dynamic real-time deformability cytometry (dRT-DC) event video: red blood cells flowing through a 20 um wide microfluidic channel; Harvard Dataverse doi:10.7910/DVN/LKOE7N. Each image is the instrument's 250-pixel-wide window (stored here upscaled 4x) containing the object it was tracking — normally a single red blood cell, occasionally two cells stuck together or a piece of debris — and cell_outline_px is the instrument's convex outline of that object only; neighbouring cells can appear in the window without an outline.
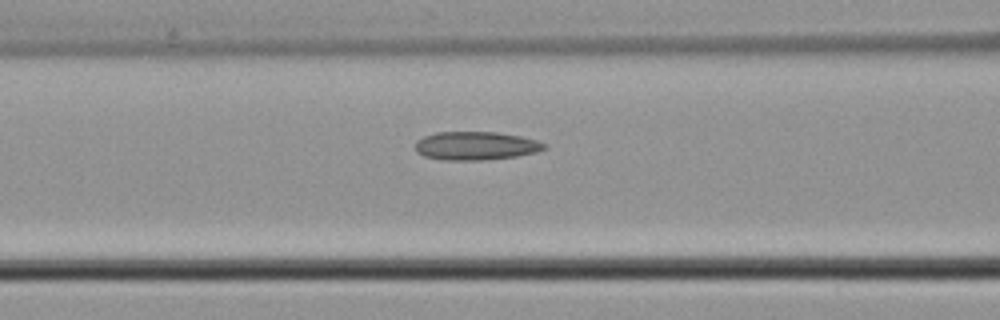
{"species": "common noctule bat (a hibernating species)", "species_latin": "Nyctalus noctula", "temperature_condition": "cold", "stored_images_in_passage": 14, "camera_frame_rate_fps": 3000, "um_per_image_px": 0.085, "animal": {"sex": "male", "body_mass_g": 21.5, "forearm_length_mm": 52.0}, "frame": {"image": 1, "passage_image": 12, "time_ms": 3.667, "image_size_px": [1000, 320], "cell_outline_px": [[548, 148], [536, 152], [516, 156], [484, 160], [440, 160], [424, 156], [416, 152], [416, 140], [424, 136], [436, 132], [496, 132], [520, 136], [536, 140], [544, 144]], "centroid_in_image_um": [40.41, 12.39], "position_along_channel_um": 126.2, "area_um2": 21.39}}